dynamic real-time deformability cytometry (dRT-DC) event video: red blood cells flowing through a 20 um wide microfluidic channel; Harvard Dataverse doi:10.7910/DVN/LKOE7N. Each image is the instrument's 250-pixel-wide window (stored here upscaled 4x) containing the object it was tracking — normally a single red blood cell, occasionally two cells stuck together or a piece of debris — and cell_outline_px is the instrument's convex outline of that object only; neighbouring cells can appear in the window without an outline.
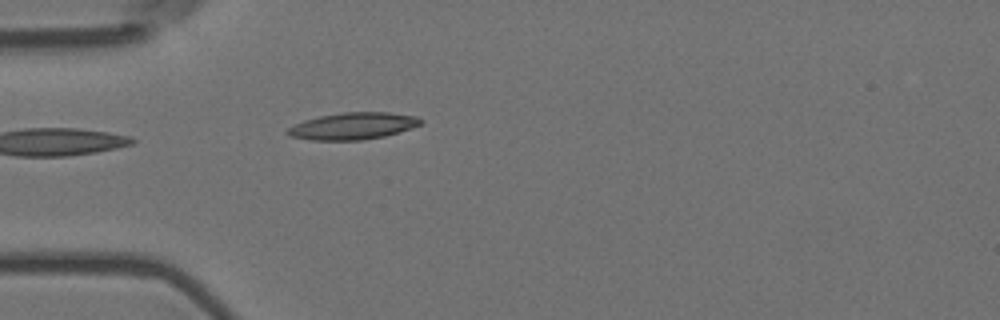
{"species": "Egyptian fruit bat (a non-hibernating species)", "species_latin": "Rousettus aegyptiacus", "temperature_condition": "room temperature", "stored_images_in_passage": 5, "camera_frame_rate_fps": 3000, "um_per_image_px": 0.085, "animal": {"sex": "female"}, "frame": {"image": 1, "passage_image": 5, "time_ms": 1.333, "image_size_px": [1000, 320], "cell_outline_px": [[424, 120], [420, 124], [412, 128], [400, 132], [384, 136], [360, 140], [312, 140], [288, 136], [284, 132], [288, 128], [304, 120], [320, 116], [344, 112], [388, 112], [416, 116]], "centroid_in_image_um": [30.0, 10.71], "position_along_channel_um": 55.0, "area_um2": 20.87}}